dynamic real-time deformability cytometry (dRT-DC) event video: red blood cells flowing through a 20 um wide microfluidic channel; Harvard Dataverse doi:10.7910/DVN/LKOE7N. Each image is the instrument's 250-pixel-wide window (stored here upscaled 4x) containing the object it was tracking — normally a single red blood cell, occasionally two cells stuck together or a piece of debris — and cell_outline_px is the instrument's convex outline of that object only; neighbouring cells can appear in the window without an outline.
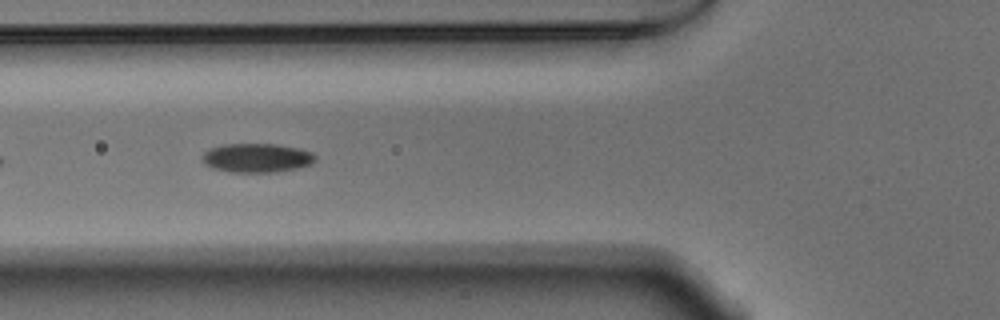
{"species": "Egyptian fruit bat (a non-hibernating species)", "species_latin": "Rousettus aegyptiacus", "temperature_condition": "warm", "stored_images_in_passage": 23, "camera_frame_rate_fps": 3000, "um_per_image_px": 0.085, "animal": {"sex": "male"}, "frame": {"image": 1, "passage_image": 6, "time_ms": 1.667, "image_size_px": [1000, 320], "cell_outline_px": [[316, 160], [308, 164], [296, 168], [276, 172], [228, 172], [212, 168], [204, 164], [200, 156], [208, 148], [224, 144], [276, 144], [300, 148], [312, 152], [316, 156]], "centroid_in_image_um": [21.78, 13.41], "position_along_channel_um": 104.0, "area_um2": 19.31}}
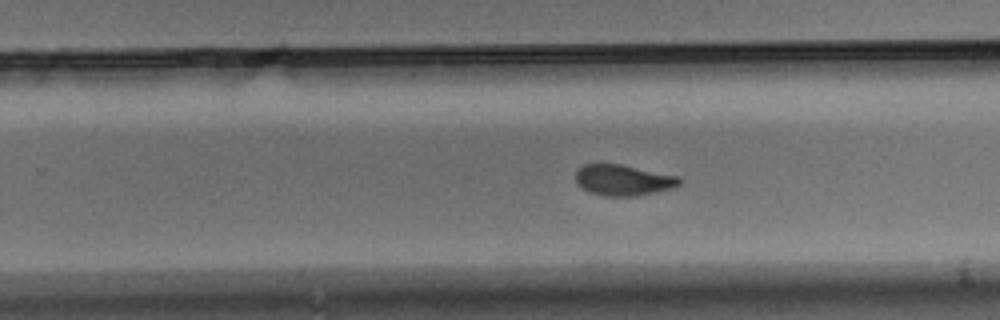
{"frame": {"image": 2, "passage_image": 14, "time_ms": 4.333, "image_size_px": [1000, 320], "cell_outline_px": [[680, 184], [672, 188], [656, 192], [636, 196], [604, 196], [592, 192], [576, 184], [576, 172], [584, 164], [620, 164], [680, 176]], "centroid_in_image_um": [53.0, 15.31], "position_along_channel_um": 276.8, "area_um2": 18.55}}
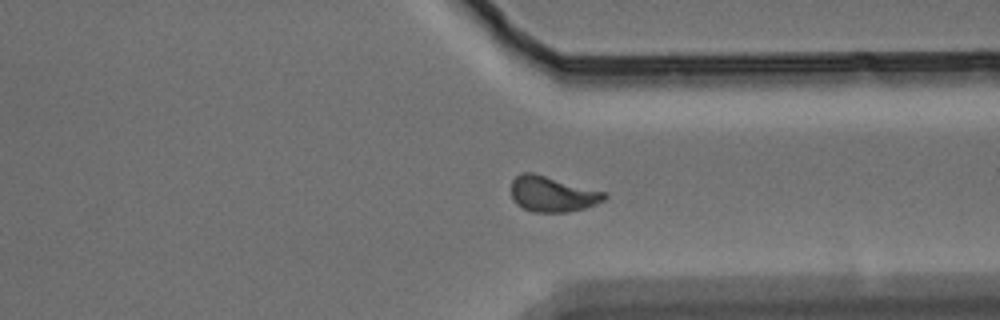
{"frame": {"image": 3, "passage_image": 21, "time_ms": 6.667, "image_size_px": [1000, 320], "cell_outline_px": [[608, 196], [604, 200], [596, 204], [584, 208], [568, 212], [532, 212], [516, 204], [512, 196], [512, 180], [520, 172], [532, 172], [608, 192]], "centroid_in_image_um": [46.98, 16.48], "position_along_channel_um": 364.4, "area_um2": 19.48}}